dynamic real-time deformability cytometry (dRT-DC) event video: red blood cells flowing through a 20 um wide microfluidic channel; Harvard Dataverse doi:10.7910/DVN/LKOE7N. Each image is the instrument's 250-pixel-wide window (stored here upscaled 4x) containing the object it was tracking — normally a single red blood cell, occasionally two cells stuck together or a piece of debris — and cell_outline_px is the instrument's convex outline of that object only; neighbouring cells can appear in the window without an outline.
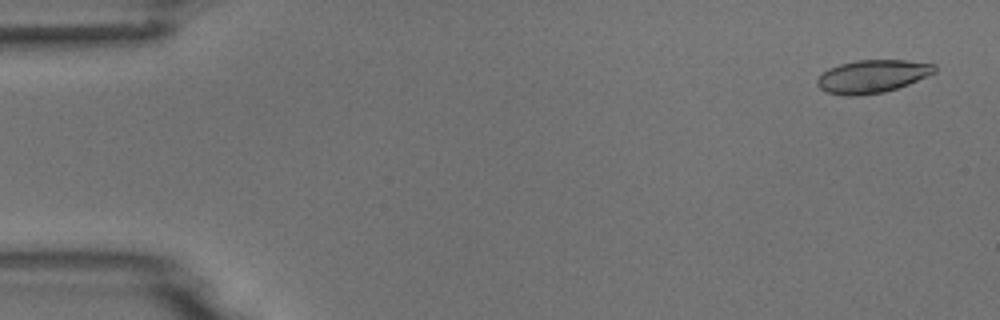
{"species": "common noctule bat (a hibernating species)", "species_latin": "Nyctalus noctula", "temperature_condition": "room temperature", "stored_images_in_passage": 6, "camera_frame_rate_fps": 3000, "um_per_image_px": 0.085, "animal": {"sex": "male", "body_mass_g": 18.8}, "frame": {"image": 1, "passage_image": 1, "time_ms": 0.0, "image_size_px": [1000, 320], "cell_outline_px": [[936, 72], [928, 76], [908, 84], [884, 92], [856, 96], [844, 96], [828, 92], [820, 88], [816, 84], [816, 80], [828, 68], [840, 64], [856, 60], [904, 60], [936, 64]], "centroid_in_image_um": [74.15, 6.49], "position_along_channel_um": 10.9, "area_um2": 22.54}}
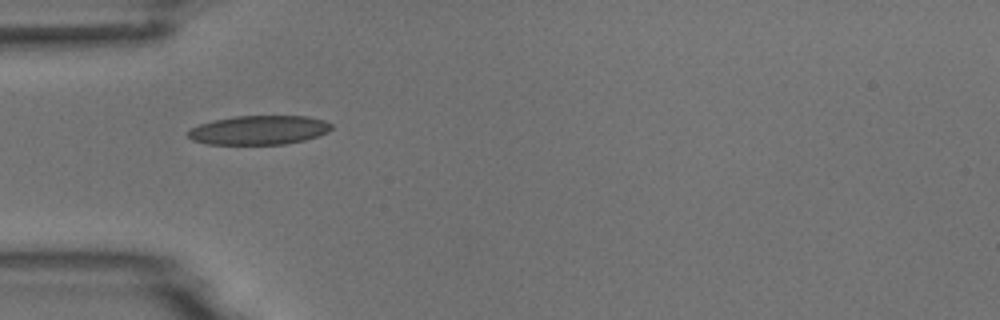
{"frame": {"image": 2, "passage_image": 5, "time_ms": 4.667, "image_size_px": [1000, 320], "cell_outline_px": [[332, 128], [328, 132], [304, 140], [284, 144], [208, 144], [192, 140], [188, 136], [188, 132], [192, 128], [200, 124], [212, 120], [236, 116], [308, 116], [324, 120], [332, 124]], "centroid_in_image_um": [22.02, 11.05], "position_along_channel_um": 63.0, "area_um2": 24.22}}